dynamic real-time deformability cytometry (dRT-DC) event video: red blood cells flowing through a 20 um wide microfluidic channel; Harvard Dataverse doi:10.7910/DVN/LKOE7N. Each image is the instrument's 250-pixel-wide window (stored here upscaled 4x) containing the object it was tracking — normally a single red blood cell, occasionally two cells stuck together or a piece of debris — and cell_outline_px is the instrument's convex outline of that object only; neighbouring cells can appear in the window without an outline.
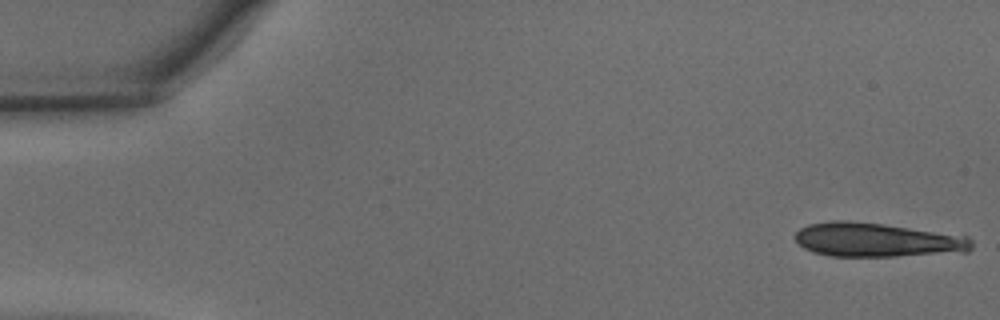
{"species": "common noctule bat (a hibernating species)", "species_latin": "Nyctalus noctula", "temperature_condition": "warm", "stored_images_in_passage": 9, "camera_frame_rate_fps": 3000, "um_per_image_px": 0.085, "animal": {"sex": "male", "body_mass_g": 15.6}, "frame": {"image": 1, "passage_image": 1, "time_ms": 0.0, "image_size_px": [1000, 320], "cell_outline_px": [[972, 248], [968, 252], [896, 256], [832, 256], [816, 252], [804, 248], [792, 236], [800, 228], [808, 224], [832, 220], [848, 220], [884, 224], [968, 236], [972, 240]], "centroid_in_image_um": [74.55, 20.38], "position_along_channel_um": 10.4, "area_um2": 35.14}}